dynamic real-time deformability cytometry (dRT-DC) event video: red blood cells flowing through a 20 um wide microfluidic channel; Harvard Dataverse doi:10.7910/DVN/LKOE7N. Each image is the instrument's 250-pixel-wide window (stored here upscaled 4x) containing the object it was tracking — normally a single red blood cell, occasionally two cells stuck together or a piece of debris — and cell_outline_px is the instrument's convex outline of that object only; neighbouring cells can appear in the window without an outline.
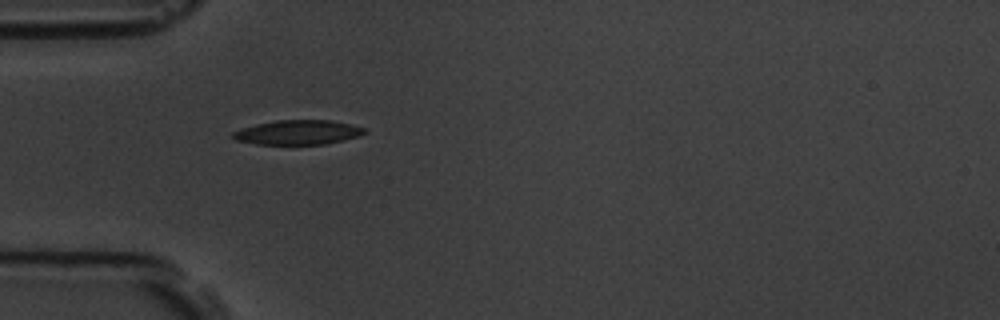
{"species": "common noctule bat (a hibernating species)", "species_latin": "Nyctalus noctula", "temperature_condition": "room temperature", "stored_images_in_passage": 2, "camera_frame_rate_fps": 3000, "um_per_image_px": 0.085, "animal": {"sex": "male", "body_mass_g": 19.5, "forearm_length_mm": 54.6}, "frame": {"image": 1, "passage_image": 1, "time_ms": 0.0, "image_size_px": [1000, 320], "cell_outline_px": [[368, 132], [360, 136], [344, 140], [324, 144], [256, 144], [236, 140], [232, 136], [232, 132], [240, 128], [256, 124], [276, 120], [332, 120], [364, 128]], "centroid_in_image_um": [25.32, 11.25], "position_along_channel_um": 59.7, "area_um2": 18.79}}
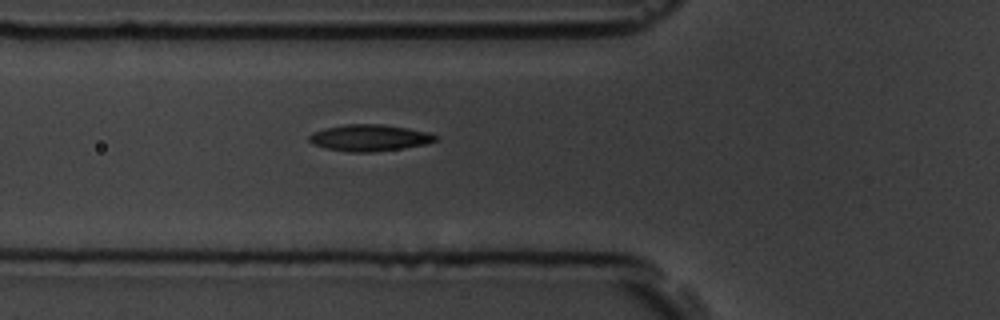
{"frame": {"image": 2, "passage_image": 2, "time_ms": 1.0, "image_size_px": [1000, 320], "cell_outline_px": [[440, 136], [436, 140], [428, 144], [404, 148], [372, 152], [348, 152], [324, 148], [312, 144], [308, 140], [308, 136], [312, 132], [324, 128], [344, 124], [384, 124], [408, 128], [428, 132]], "centroid_in_image_um": [31.4, 11.71], "position_along_channel_um": 94.4, "area_um2": 19.88}}